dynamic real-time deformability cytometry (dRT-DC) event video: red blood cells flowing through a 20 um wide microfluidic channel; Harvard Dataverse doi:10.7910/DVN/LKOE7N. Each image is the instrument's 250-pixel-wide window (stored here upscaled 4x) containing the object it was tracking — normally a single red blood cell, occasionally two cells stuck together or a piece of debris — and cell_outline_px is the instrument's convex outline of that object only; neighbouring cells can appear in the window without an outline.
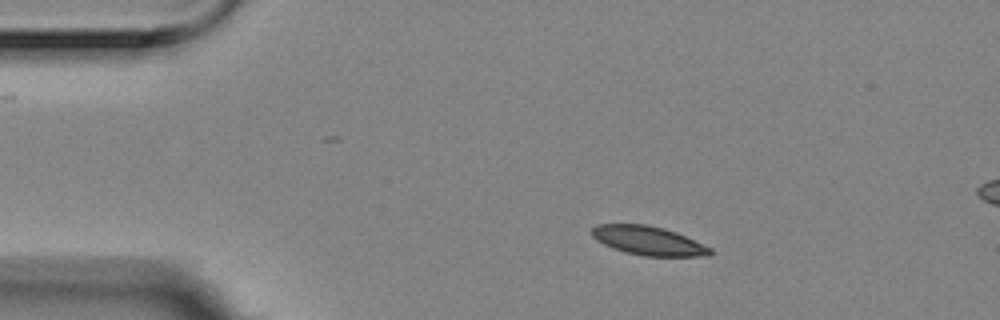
{"species": "Egyptian fruit bat (a non-hibernating species)", "species_latin": "Rousettus aegyptiacus", "temperature_condition": "room temperature", "stored_images_in_passage": 3, "segment_of_instrument_passage": [1, 2], "camera_frame_rate_fps": 3000, "um_per_image_px": 0.085, "animal": {"sex": "female"}, "frame": {"image": 1, "passage_image": 1, "time_ms": 0.0, "image_size_px": [1000, 320], "cell_outline_px": [[716, 252], [712, 256], [644, 256], [624, 252], [612, 248], [596, 240], [592, 236], [592, 228], [596, 224], [648, 224], [664, 228], [676, 232], [712, 248]], "centroid_in_image_um": [55.14, 20.46], "position_along_channel_um": 29.9, "area_um2": 20.17}}